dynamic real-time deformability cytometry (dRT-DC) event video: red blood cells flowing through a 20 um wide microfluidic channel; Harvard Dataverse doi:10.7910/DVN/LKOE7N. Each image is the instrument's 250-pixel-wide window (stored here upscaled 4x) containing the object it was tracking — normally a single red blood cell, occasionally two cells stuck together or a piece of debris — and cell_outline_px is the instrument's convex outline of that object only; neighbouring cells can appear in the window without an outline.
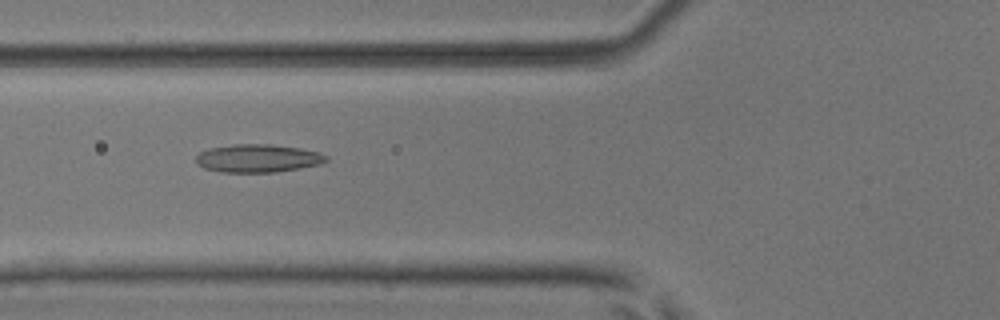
{"species": "common noctule bat (a hibernating species)", "species_latin": "Nyctalus noctula", "temperature_condition": "room temperature", "stored_images_in_passage": 51, "camera_frame_rate_fps": 3000, "um_per_image_px": 0.085, "animal": {"sex": "male", "body_mass_g": 17.9, "forearm_length_mm": 54.2}, "frame": {"image": 1, "passage_image": 20, "time_ms": 6.333, "image_size_px": [1000, 320], "cell_outline_px": [[328, 160], [320, 164], [300, 168], [276, 172], [220, 172], [204, 168], [196, 164], [196, 156], [200, 152], [208, 148], [232, 144], [272, 144], [300, 148], [320, 152], [328, 156]], "centroid_in_image_um": [21.91, 13.45], "position_along_channel_um": 103.9, "area_um2": 21.5}}
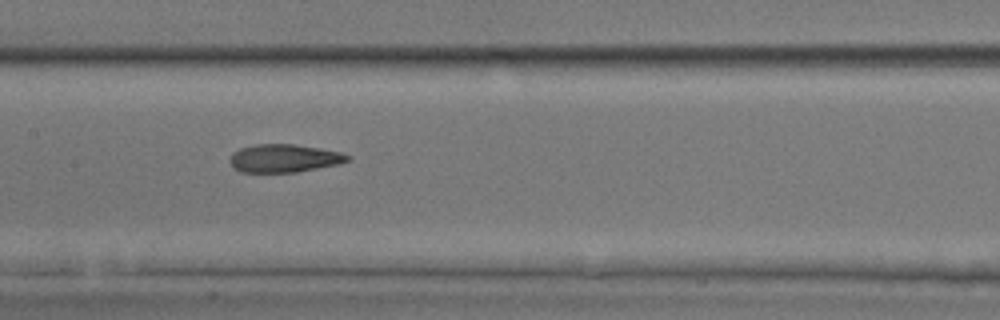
{"frame": {"image": 2, "passage_image": 26, "time_ms": 8.333, "image_size_px": [1000, 320], "cell_outline_px": [[352, 160], [340, 164], [296, 172], [240, 172], [228, 160], [232, 152], [240, 148], [256, 144], [292, 144], [320, 148], [340, 152], [352, 156]], "centroid_in_image_um": [24.18, 13.45], "position_along_channel_um": 183.2, "area_um2": 19.36}}
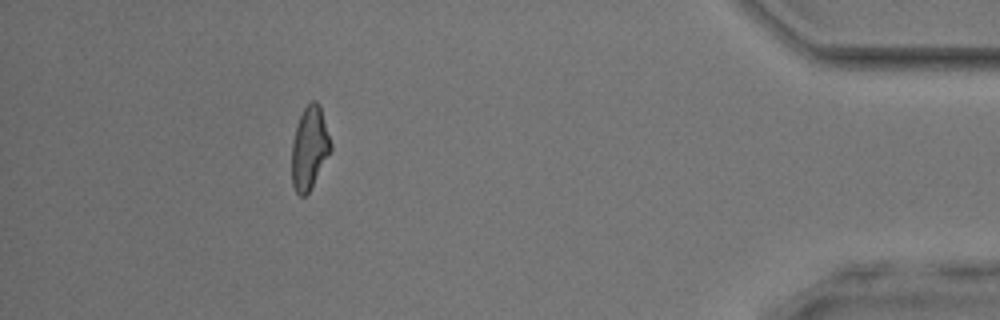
{"frame": {"image": 3, "passage_image": 47, "time_ms": 15.333, "image_size_px": [1000, 320], "cell_outline_px": [[332, 152], [308, 192], [304, 196], [300, 196], [296, 192], [292, 184], [292, 140], [300, 116], [304, 108], [312, 100], [316, 100], [320, 104], [332, 144]], "centroid_in_image_um": [26.33, 12.57], "position_along_channel_um": 408.9, "area_um2": 18.9}, "authors_computed_cell_mechanics": {"area_um2": 19.9988, "velocity_mm_per_s": 3.9653, "shape_relaxation_time_tau1_ms": 7.9966, "shape_relaxation_time_tau2_ms": 2.9083, "deformation_change_tau1": 0.1882, "deformation_change_tau2": 0.1226}}